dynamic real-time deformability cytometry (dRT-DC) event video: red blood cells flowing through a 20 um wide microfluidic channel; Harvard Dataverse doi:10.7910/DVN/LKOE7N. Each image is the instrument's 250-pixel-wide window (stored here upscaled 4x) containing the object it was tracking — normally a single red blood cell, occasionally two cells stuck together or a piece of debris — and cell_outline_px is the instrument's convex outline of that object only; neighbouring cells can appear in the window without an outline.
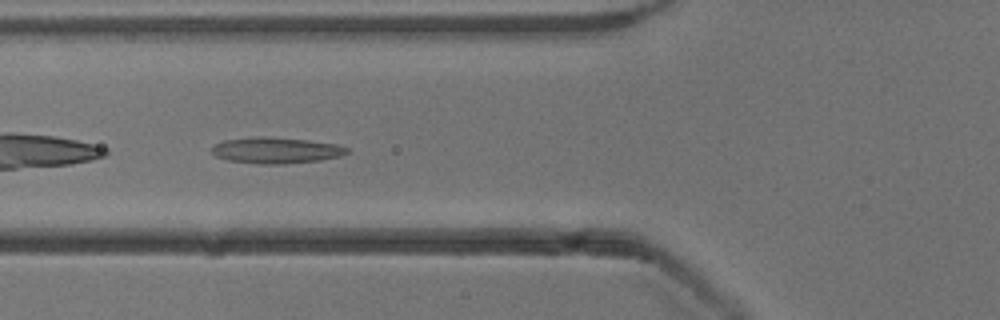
{"species": "common noctule bat (a hibernating species)", "species_latin": "Nyctalus noctula", "temperature_condition": "cold", "stored_images_in_passage": 37, "camera_frame_rate_fps": 3000, "um_per_image_px": 0.085, "animal": {"sex": "male", "body_mass_g": 13.3}, "frame": {"image": 1, "passage_image": 4, "time_ms": 1.0, "image_size_px": [1000, 320], "cell_outline_px": [[348, 152], [340, 156], [320, 160], [284, 164], [260, 164], [228, 160], [216, 156], [212, 152], [212, 148], [216, 144], [224, 140], [252, 136], [264, 136], [308, 140], [336, 144], [348, 148]], "centroid_in_image_um": [23.45, 12.77], "position_along_channel_um": 102.3, "area_um2": 20.52}}
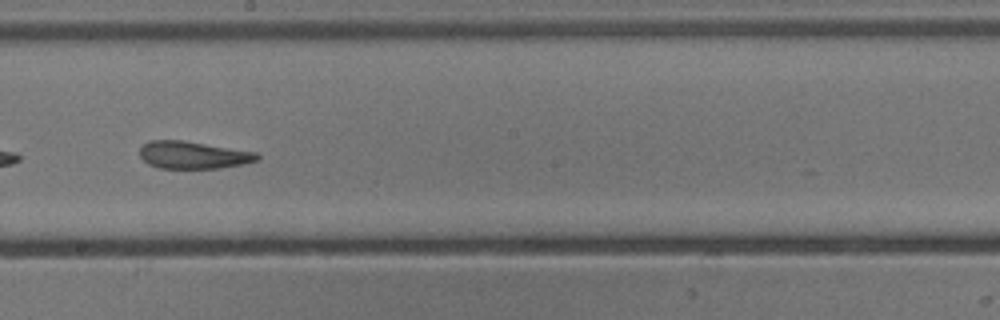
{"frame": {"image": 2, "passage_image": 14, "time_ms": 4.333, "image_size_px": [1000, 320], "cell_outline_px": [[260, 160], [244, 164], [220, 168], [160, 168], [148, 164], [140, 156], [140, 148], [148, 140], [184, 140], [256, 152], [260, 156]], "centroid_in_image_um": [16.44, 13.17], "position_along_channel_um": 231.8, "area_um2": 18.84}}
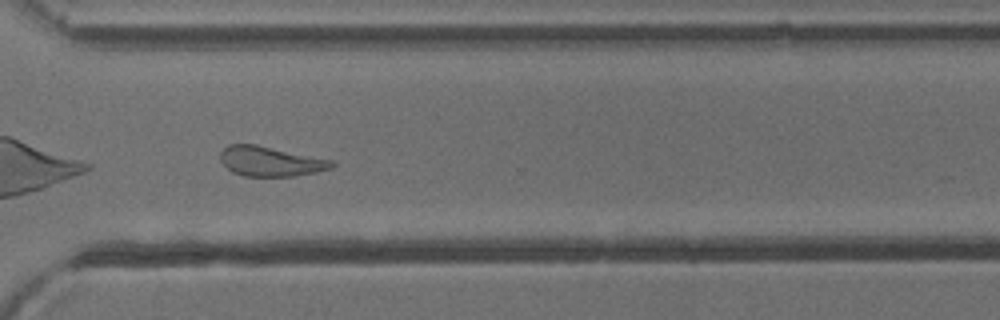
{"frame": {"image": 3, "passage_image": 23, "time_ms": 7.333, "image_size_px": [1000, 320], "cell_outline_px": [[336, 164], [332, 168], [316, 172], [292, 176], [244, 176], [232, 172], [220, 160], [220, 152], [228, 144], [256, 144], [332, 160]], "centroid_in_image_um": [22.98, 13.71], "position_along_channel_um": 347.6, "area_um2": 19.31}, "authors_computed_cell_mechanics": {"area_um2": 19.7098, "velocity_mm_per_s": 3.8795, "shape_relaxation_time_tau1_ms": null, "shape_relaxation_time_tau2_ms": 5.0716, "deformation_change_tau1": null, "deformation_change_tau2": 0.1575}}